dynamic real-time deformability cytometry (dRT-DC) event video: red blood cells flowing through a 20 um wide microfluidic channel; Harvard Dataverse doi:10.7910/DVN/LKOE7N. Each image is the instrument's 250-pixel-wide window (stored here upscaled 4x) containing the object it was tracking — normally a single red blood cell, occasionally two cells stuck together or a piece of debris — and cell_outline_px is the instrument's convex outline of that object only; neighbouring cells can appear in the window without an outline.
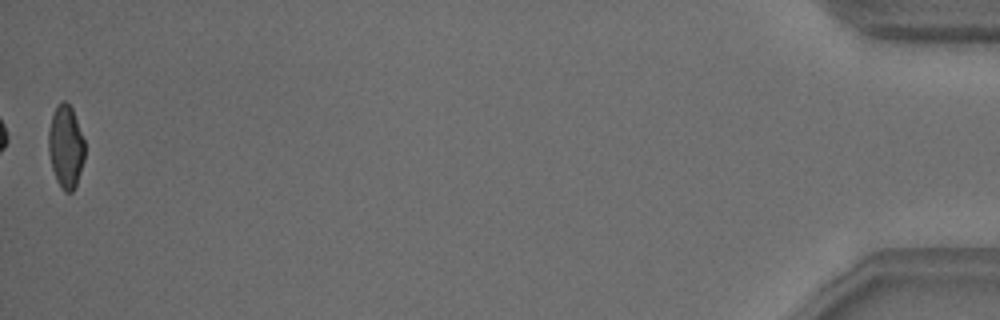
{"species": "common noctule bat (a hibernating species)", "species_latin": "Nyctalus noctula", "temperature_condition": "warm", "stored_images_in_passage": 42, "camera_frame_rate_fps": 3000, "um_per_image_px": 0.085, "animal": {"sex": "male", "body_mass_g": 18.8}, "frame": {"image": 1, "passage_image": 42, "time_ms": 13.667, "image_size_px": [1000, 320], "cell_outline_px": [[84, 160], [76, 184], [72, 192], [64, 192], [56, 180], [52, 168], [48, 152], [48, 132], [52, 116], [56, 104], [64, 100], [72, 108], [84, 140]], "centroid_in_image_um": [5.58, 12.46], "position_along_channel_um": 429.6, "area_um2": 17.46}, "authors_computed_cell_mechanics": {"area_um2": 18.496, "velocity_mm_per_s": 3.8193, "shape_relaxation_time_tau1_ms": 4.2477, "shape_relaxation_time_tau2_ms": 0.6532, "deformation_change_tau1": 0.1349, "deformation_change_tau2": 0.0569}}